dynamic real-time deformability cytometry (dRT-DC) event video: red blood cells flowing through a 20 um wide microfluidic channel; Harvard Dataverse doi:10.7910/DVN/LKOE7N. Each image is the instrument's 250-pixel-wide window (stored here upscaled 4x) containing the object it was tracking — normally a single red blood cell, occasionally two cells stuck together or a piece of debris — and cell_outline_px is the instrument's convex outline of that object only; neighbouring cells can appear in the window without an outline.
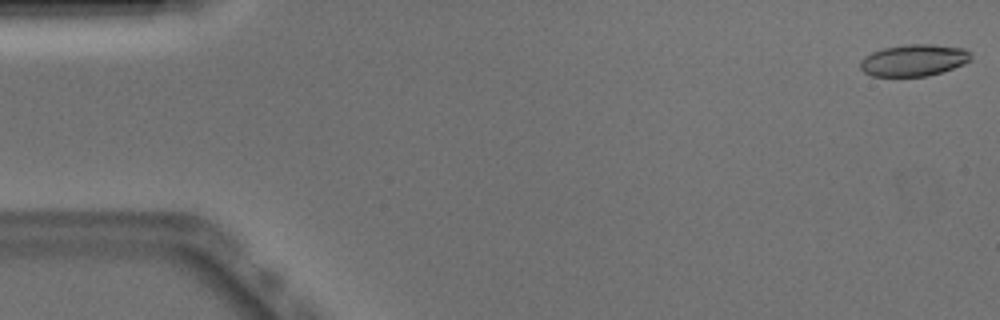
{"species": "Egyptian fruit bat (a non-hibernating species)", "species_latin": "Rousettus aegyptiacus", "temperature_condition": "warm", "stored_images_in_passage": 38, "camera_frame_rate_fps": 3000, "um_per_image_px": 0.085, "animal": {"sex": "male"}, "frame": {"image": 1, "passage_image": 1, "time_ms": 0.0, "image_size_px": [1000, 320], "cell_outline_px": [[972, 60], [964, 64], [928, 76], [872, 76], [864, 72], [860, 68], [860, 60], [864, 56], [872, 52], [884, 48], [904, 44], [932, 44], [964, 48], [972, 56]], "centroid_in_image_um": [77.66, 5.11], "position_along_channel_um": 7.3, "area_um2": 20.52}}
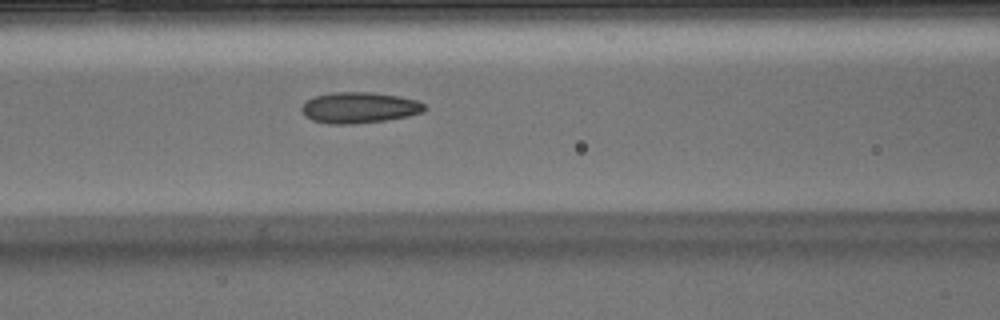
{"frame": {"image": 2, "passage_image": 21, "time_ms": 6.667, "image_size_px": [1000, 320], "cell_outline_px": [[424, 112], [408, 116], [384, 120], [352, 124], [328, 124], [312, 120], [304, 116], [300, 108], [312, 96], [332, 92], [372, 92], [400, 96], [416, 100], [424, 104]], "centroid_in_image_um": [30.5, 9.14], "position_along_channel_um": 136.1, "area_um2": 22.25}}
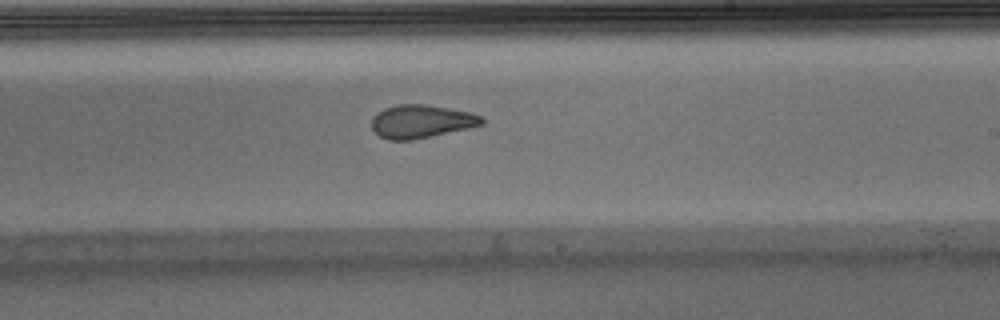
{"frame": {"image": 3, "passage_image": 30, "time_ms": 9.667, "image_size_px": [1000, 320], "cell_outline_px": [[484, 124], [468, 128], [412, 140], [388, 140], [380, 136], [372, 128], [372, 116], [376, 112], [384, 108], [400, 104], [424, 104], [472, 112], [484, 116]], "centroid_in_image_um": [35.82, 10.31], "position_along_channel_um": 253.2, "area_um2": 21.39}}